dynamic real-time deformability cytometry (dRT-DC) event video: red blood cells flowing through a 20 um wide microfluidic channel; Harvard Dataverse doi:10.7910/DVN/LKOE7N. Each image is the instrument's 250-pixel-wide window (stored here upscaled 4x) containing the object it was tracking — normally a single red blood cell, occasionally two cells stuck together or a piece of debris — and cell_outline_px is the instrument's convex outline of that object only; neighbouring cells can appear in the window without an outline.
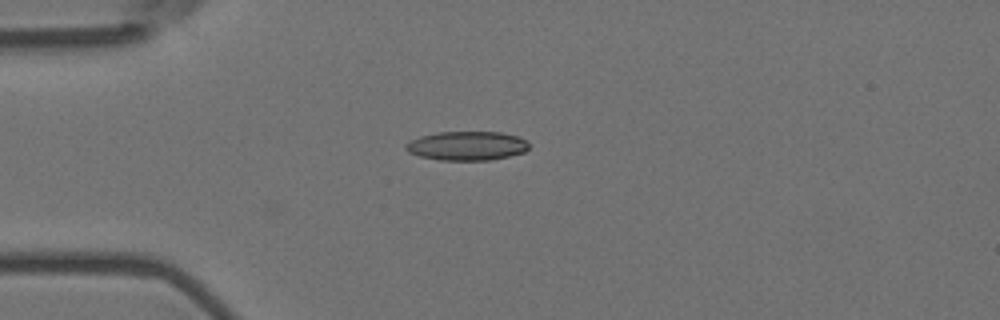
{"species": "Egyptian fruit bat (a non-hibernating species)", "species_latin": "Rousettus aegyptiacus", "temperature_condition": "room temperature", "stored_images_in_passage": 2, "camera_frame_rate_fps": 3000, "um_per_image_px": 0.085, "animal": {"sex": "female"}, "frame": {"image": 1, "passage_image": 2, "time_ms": 0.333, "image_size_px": [1000, 320], "cell_outline_px": [[528, 148], [524, 152], [508, 156], [488, 160], [440, 160], [420, 156], [408, 152], [404, 148], [404, 144], [420, 136], [436, 132], [500, 132], [520, 136], [528, 140]], "centroid_in_image_um": [39.69, 12.38], "position_along_channel_um": 45.3, "area_um2": 20.92}}